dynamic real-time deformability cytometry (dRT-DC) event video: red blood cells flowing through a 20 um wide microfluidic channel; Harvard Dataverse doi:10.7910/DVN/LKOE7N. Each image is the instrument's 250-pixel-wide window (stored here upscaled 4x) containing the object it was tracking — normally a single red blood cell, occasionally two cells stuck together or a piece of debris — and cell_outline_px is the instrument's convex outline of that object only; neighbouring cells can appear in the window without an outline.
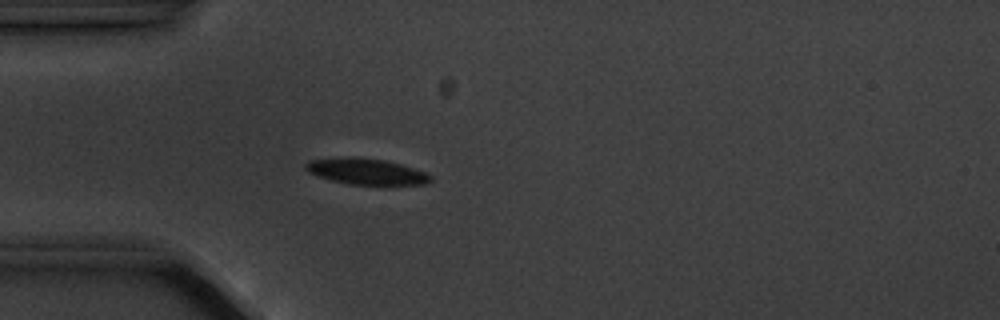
{"species": "common noctule bat (a hibernating species)", "species_latin": "Nyctalus noctula", "temperature_condition": "cold", "stored_images_in_passage": 4, "camera_frame_rate_fps": 3000, "um_per_image_px": 0.085, "animal": {"sex": "male", "body_mass_g": 20.1, "forearm_length_mm": 53.5}, "frame": {"image": 1, "passage_image": 4, "time_ms": 3.333, "image_size_px": [1000, 320], "cell_outline_px": [[432, 180], [424, 184], [388, 188], [384, 188], [348, 184], [332, 180], [308, 172], [304, 168], [304, 164], [308, 160], [348, 156], [352, 156], [384, 160], [400, 164], [424, 172], [432, 176]], "centroid_in_image_um": [31.18, 14.63], "position_along_channel_um": 53.8, "area_um2": 19.88}}